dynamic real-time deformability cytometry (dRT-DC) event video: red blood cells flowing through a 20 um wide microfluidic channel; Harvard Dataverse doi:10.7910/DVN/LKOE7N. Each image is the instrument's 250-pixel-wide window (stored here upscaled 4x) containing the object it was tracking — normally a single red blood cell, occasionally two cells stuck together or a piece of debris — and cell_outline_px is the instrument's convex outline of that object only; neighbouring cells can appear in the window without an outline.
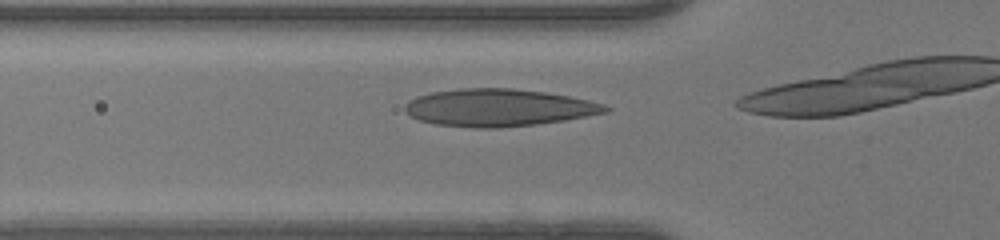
{"species": "human", "species_latin": "Homo sapiens", "temperature_condition": "warm", "stored_images_in_passage": 9, "camera_frame_rate_fps": 3000, "um_per_image_px": 0.085, "donor": {"sex": "female"}, "frame": {"image": 1, "passage_image": 2, "time_ms": 0.333, "image_size_px": [1000, 240], "cell_outline_px": [[612, 108], [608, 112], [564, 120], [536, 124], [500, 128], [472, 128], [436, 124], [420, 120], [408, 116], [404, 112], [404, 104], [408, 100], [416, 96], [432, 92], [460, 88], [512, 88], [544, 92], [568, 96], [588, 100], [604, 104]], "centroid_in_image_um": [42.33, 9.15], "position_along_channel_um": 83.5, "area_um2": 43.87}}
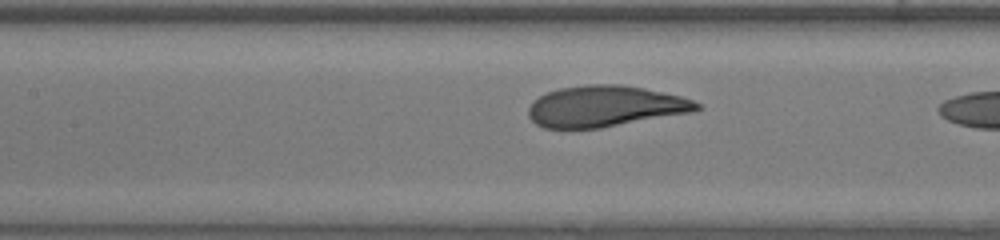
{"frame": {"image": 2, "passage_image": 7, "time_ms": 2.0, "image_size_px": [1000, 240], "cell_outline_px": [[700, 108], [692, 112], [600, 128], [544, 128], [536, 124], [528, 116], [528, 108], [532, 100], [548, 92], [560, 88], [588, 84], [620, 84], [644, 88], [680, 96], [692, 100], [700, 104]], "centroid_in_image_um": [51.4, 9.03], "position_along_channel_um": 156.0, "area_um2": 40.17}}